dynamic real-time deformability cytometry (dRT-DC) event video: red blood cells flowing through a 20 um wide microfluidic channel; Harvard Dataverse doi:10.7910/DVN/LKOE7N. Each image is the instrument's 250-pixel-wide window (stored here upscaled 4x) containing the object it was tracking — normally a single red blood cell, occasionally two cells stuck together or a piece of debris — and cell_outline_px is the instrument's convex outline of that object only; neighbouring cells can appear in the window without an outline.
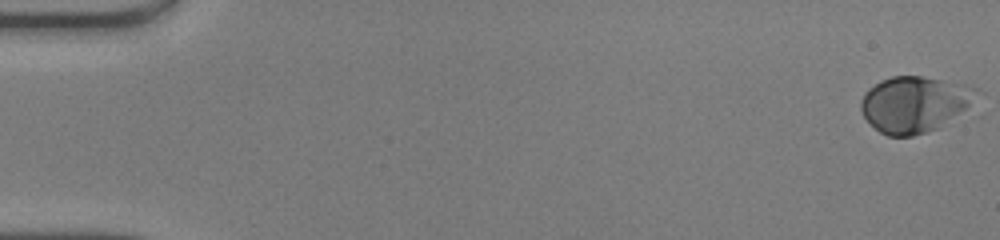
{"species": "human", "species_latin": "Homo sapiens", "temperature_condition": "warm", "stored_images_in_passage": 12, "camera_frame_rate_fps": 3000, "um_per_image_px": 0.085, "donor": {"sex": "male"}, "frame": {"image": 1, "passage_image": 1, "time_ms": 0.0, "image_size_px": [1000, 240], "cell_outline_px": [[984, 116], [912, 136], [888, 136], [880, 132], [864, 116], [860, 108], [860, 100], [864, 92], [868, 88], [880, 80], [892, 76], [924, 76], [972, 84], [980, 88], [984, 92]], "centroid_in_image_um": [78.2, 8.88], "position_along_channel_um": 6.8, "area_um2": 42.14}}